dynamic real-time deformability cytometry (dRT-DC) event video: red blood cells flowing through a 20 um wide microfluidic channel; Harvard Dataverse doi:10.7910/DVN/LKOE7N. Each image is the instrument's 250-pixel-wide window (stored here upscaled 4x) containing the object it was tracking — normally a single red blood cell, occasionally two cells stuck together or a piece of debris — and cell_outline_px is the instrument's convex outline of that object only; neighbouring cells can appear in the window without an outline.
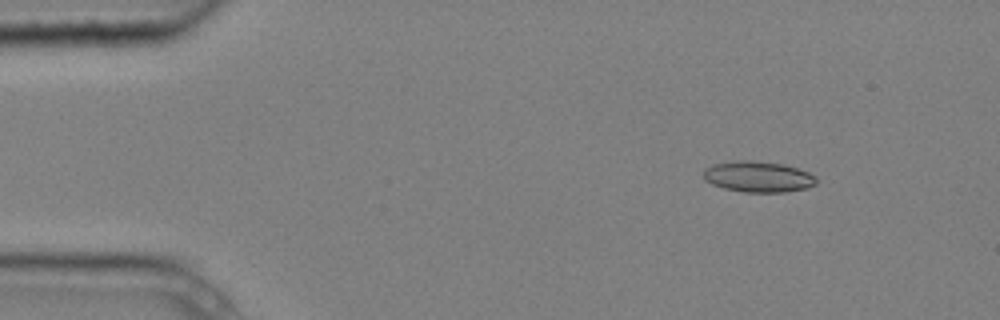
{"species": "common noctule bat (a hibernating species)", "species_latin": "Nyctalus noctula", "temperature_condition": "cold", "stored_images_in_passage": 3, "camera_frame_rate_fps": 3000, "um_per_image_px": 0.085, "animal": {"sex": "male", "body_mass_g": 20.4}, "frame": {"image": 1, "passage_image": 1, "time_ms": 0.0, "image_size_px": [1000, 320], "cell_outline_px": [[816, 184], [808, 188], [784, 192], [744, 192], [724, 188], [712, 184], [704, 180], [704, 168], [712, 164], [736, 160], [752, 160], [784, 164], [808, 172], [816, 176]], "centroid_in_image_um": [64.43, 15.01], "position_along_channel_um": 20.6, "area_um2": 20.46}}